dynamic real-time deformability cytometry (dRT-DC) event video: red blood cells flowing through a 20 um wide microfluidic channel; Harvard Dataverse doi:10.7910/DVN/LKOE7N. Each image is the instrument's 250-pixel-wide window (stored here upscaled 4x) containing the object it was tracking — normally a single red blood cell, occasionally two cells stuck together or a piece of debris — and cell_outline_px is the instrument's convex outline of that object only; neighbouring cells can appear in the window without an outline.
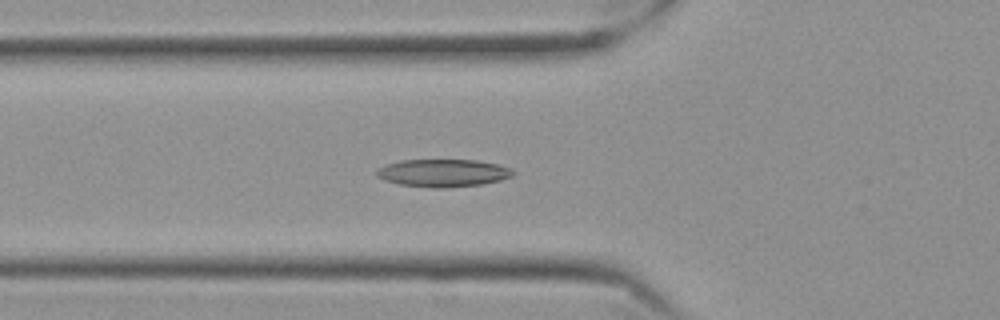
{"species": "Egyptian fruit bat (a non-hibernating species)", "species_latin": "Rousettus aegyptiacus", "temperature_condition": "cold", "stored_images_in_passage": 41, "camera_frame_rate_fps": 3000, "um_per_image_px": 0.085, "frame": {"image": 1, "passage_image": 4, "time_ms": 1.0, "image_size_px": [1000, 320], "cell_outline_px": [[516, 172], [512, 176], [500, 180], [480, 184], [444, 188], [432, 188], [400, 184], [384, 180], [376, 176], [376, 172], [380, 168], [388, 164], [400, 160], [476, 160], [500, 164], [512, 168]], "centroid_in_image_um": [37.7, 14.7], "position_along_channel_um": 88.1, "area_um2": 21.96}}
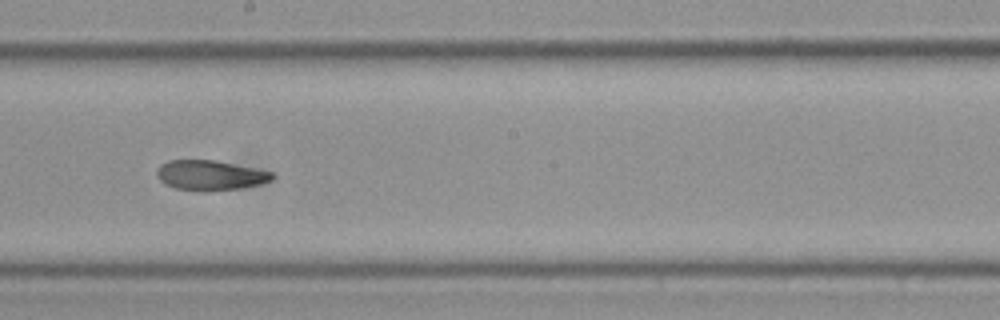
{"frame": {"image": 2, "passage_image": 16, "time_ms": 5.0, "image_size_px": [1000, 320], "cell_outline_px": [[276, 176], [272, 180], [260, 184], [244, 188], [204, 192], [200, 192], [176, 188], [164, 184], [156, 176], [156, 172], [160, 164], [168, 160], [216, 160], [272, 172]], "centroid_in_image_um": [17.86, 14.91], "position_along_channel_um": 230.3, "area_um2": 20.46}}
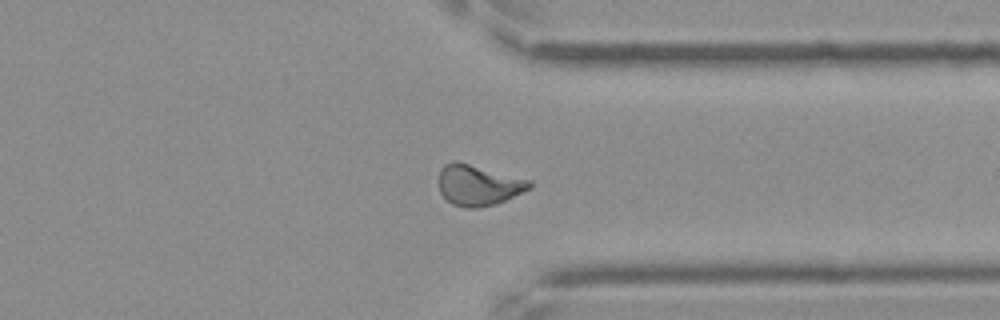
{"frame": {"image": 3, "passage_image": 28, "time_ms": 9.0, "image_size_px": [1000, 320], "cell_outline_px": [[532, 188], [496, 204], [480, 208], [464, 208], [452, 204], [440, 192], [436, 180], [440, 168], [444, 164], [452, 160], [456, 160], [532, 180]], "centroid_in_image_um": [40.63, 15.72], "position_along_channel_um": 370.8, "area_um2": 22.08}, "authors_computed_cell_mechanics": {"area_um2": 20.4612, "velocity_mm_per_s": 3.5301, "shape_relaxation_time_tau1_ms": 10.2185, "shape_relaxation_time_tau2_ms": 4.5948, "deformation_change_tau1": 0.2432, "deformation_change_tau2": 0.1138}}